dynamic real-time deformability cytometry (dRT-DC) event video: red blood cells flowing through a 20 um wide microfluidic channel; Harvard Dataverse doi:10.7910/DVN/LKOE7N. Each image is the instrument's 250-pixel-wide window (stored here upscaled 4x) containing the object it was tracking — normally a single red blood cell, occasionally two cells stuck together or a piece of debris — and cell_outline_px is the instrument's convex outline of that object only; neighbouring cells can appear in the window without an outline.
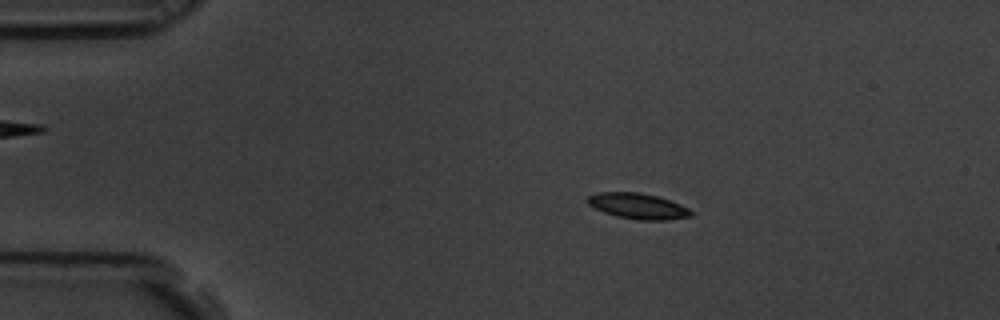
{"species": "common noctule bat (a hibernating species)", "species_latin": "Nyctalus noctula", "temperature_condition": "room temperature", "stored_images_in_passage": 5, "camera_frame_rate_fps": 3000, "um_per_image_px": 0.085, "animal": {"sex": "male", "body_mass_g": 19.5, "forearm_length_mm": 54.6}, "frame": {"image": 1, "passage_image": 3, "time_ms": 0.667, "image_size_px": [1000, 320], "cell_outline_px": [[692, 216], [668, 220], [636, 220], [616, 216], [604, 212], [588, 204], [588, 196], [596, 192], [640, 192], [656, 196], [680, 204], [688, 208], [692, 212]], "centroid_in_image_um": [54.22, 17.52], "position_along_channel_um": 30.8, "area_um2": 15.43}}